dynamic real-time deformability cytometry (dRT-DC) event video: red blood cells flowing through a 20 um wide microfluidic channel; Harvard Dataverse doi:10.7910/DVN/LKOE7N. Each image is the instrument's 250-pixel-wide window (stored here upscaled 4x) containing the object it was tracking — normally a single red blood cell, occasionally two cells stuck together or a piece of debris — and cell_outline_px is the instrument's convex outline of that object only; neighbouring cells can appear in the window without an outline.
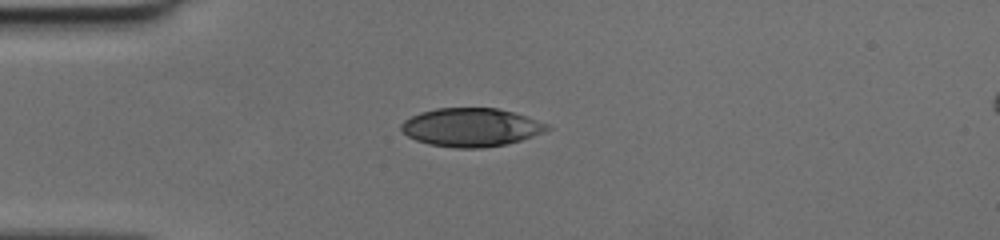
{"species": "human", "species_latin": "Homo sapiens", "temperature_condition": "cold", "stored_images_in_passage": 36, "camera_frame_rate_fps": 3000, "um_per_image_px": 0.085, "donor": {"sex": "female"}, "frame": {"image": 1, "passage_image": 1, "time_ms": 0.0, "image_size_px": [1000, 240], "cell_outline_px": [[552, 128], [544, 132], [508, 144], [480, 148], [456, 148], [428, 144], [416, 140], [408, 136], [400, 128], [400, 124], [404, 120], [420, 112], [436, 108], [496, 108], [512, 112], [548, 124]], "centroid_in_image_um": [40.02, 10.83], "position_along_channel_um": 45.0, "area_um2": 32.54}}
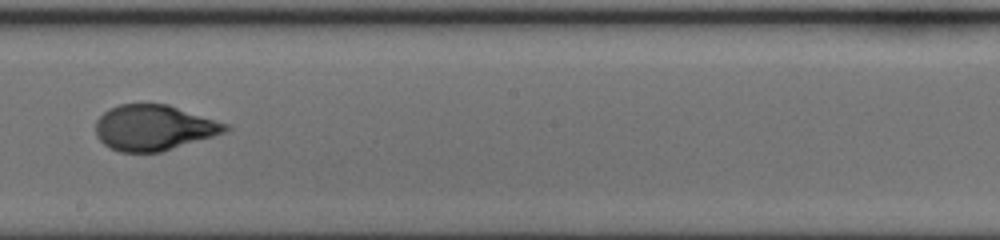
{"frame": {"image": 2, "passage_image": 16, "time_ms": 5.0, "image_size_px": [1000, 240], "cell_outline_px": [[232, 128], [224, 132], [212, 136], [160, 152], [120, 152], [104, 144], [96, 136], [96, 120], [108, 108], [120, 104], [168, 104], [228, 124]], "centroid_in_image_um": [13.05, 10.84], "position_along_channel_um": 235.1, "area_um2": 34.16}}
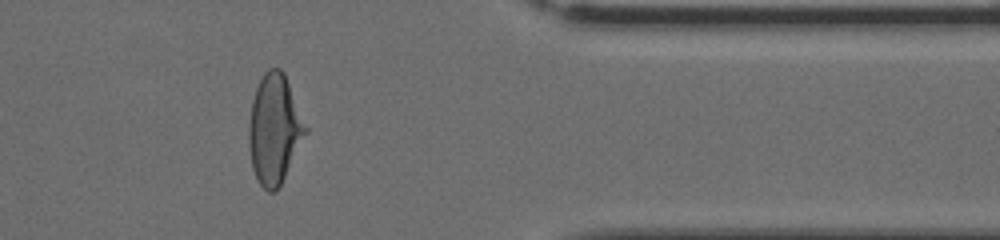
{"frame": {"image": 3, "passage_image": 28, "time_ms": 9.0, "image_size_px": [1000, 240], "cell_outline_px": [[308, 132], [276, 192], [268, 192], [256, 180], [252, 168], [248, 140], [248, 128], [252, 100], [256, 88], [264, 72], [268, 68], [280, 68], [284, 72], [308, 128]], "centroid_in_image_um": [23.32, 10.98], "position_along_channel_um": 388.1, "area_um2": 36.24}}